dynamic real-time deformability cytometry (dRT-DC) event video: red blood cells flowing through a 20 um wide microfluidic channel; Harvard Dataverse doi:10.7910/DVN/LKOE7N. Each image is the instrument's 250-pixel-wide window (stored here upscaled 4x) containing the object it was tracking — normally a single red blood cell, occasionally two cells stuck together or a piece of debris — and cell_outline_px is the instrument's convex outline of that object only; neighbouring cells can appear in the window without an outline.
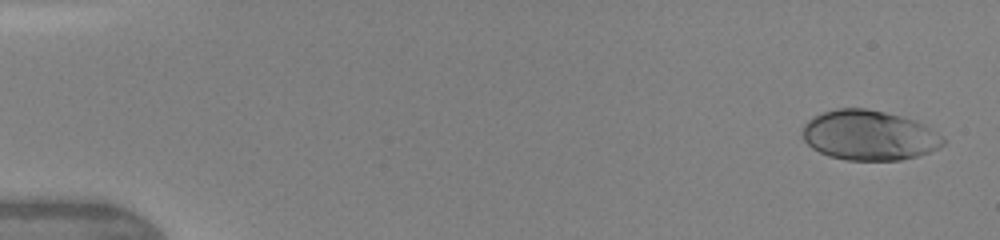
{"species": "human", "species_latin": "Homo sapiens", "temperature_condition": "warm", "stored_images_in_passage": 9, "camera_frame_rate_fps": 3000, "um_per_image_px": 0.085, "donor": {"sex": "female"}, "frame": {"image": 1, "passage_image": 1, "time_ms": 0.0, "image_size_px": [1000, 240], "cell_outline_px": [[944, 144], [940, 148], [916, 156], [900, 160], [848, 160], [828, 156], [812, 148], [804, 140], [800, 132], [804, 124], [808, 120], [824, 112], [836, 108], [864, 108], [884, 112], [916, 120], [924, 124], [944, 136]], "centroid_in_image_um": [73.87, 11.5], "position_along_channel_um": 11.1, "area_um2": 41.04}}
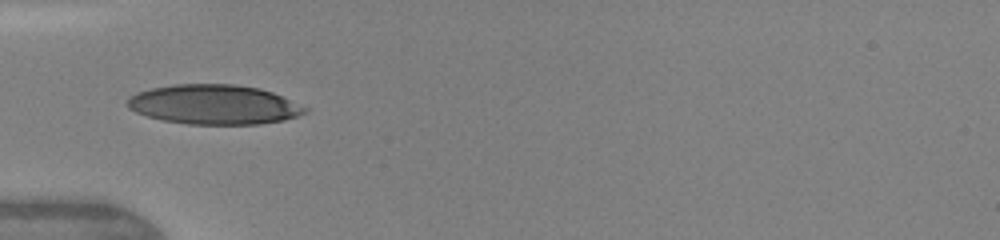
{"frame": {"image": 2, "passage_image": 6, "time_ms": 4.667, "image_size_px": [1000, 240], "cell_outline_px": [[308, 108], [304, 112], [296, 116], [284, 120], [260, 124], [188, 124], [164, 120], [148, 116], [136, 112], [128, 108], [128, 100], [136, 92], [152, 88], [172, 84], [232, 84], [260, 88], [272, 92]], "centroid_in_image_um": [18.18, 8.88], "position_along_channel_um": 66.8, "area_um2": 40.69}}